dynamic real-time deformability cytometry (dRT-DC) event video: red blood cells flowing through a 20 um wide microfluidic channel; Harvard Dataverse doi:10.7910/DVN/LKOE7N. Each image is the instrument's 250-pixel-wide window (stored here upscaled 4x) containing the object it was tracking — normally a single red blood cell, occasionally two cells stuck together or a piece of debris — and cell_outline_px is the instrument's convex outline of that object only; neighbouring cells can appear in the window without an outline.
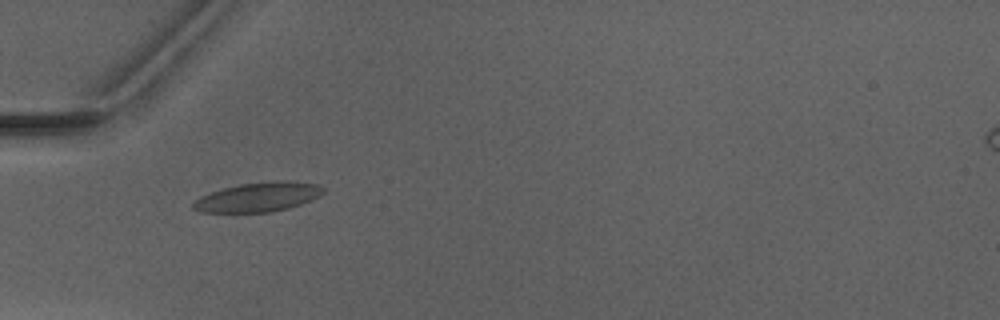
{"species": "Egyptian fruit bat (a non-hibernating species)", "species_latin": "Rousettus aegyptiacus", "temperature_condition": "warm", "stored_images_in_passage": 5, "camera_frame_rate_fps": 3000, "um_per_image_px": 0.085, "animal": {"sex": "male"}, "frame": {"image": 1, "passage_image": 4, "time_ms": 4.667, "image_size_px": [1000, 320], "cell_outline_px": [[324, 192], [320, 196], [300, 204], [288, 208], [272, 212], [200, 212], [192, 208], [192, 204], [200, 196], [224, 188], [240, 184], [272, 180], [288, 180], [320, 184], [324, 188]], "centroid_in_image_um": [21.99, 16.73], "position_along_channel_um": 63.0, "area_um2": 22.37}}
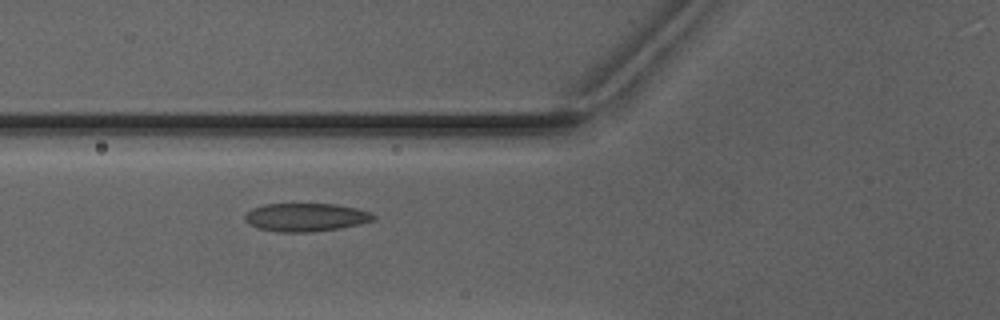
{"frame": {"image": 2, "passage_image": 5, "time_ms": 5.667, "image_size_px": [1000, 320], "cell_outline_px": [[376, 220], [360, 224], [340, 228], [312, 232], [280, 232], [256, 228], [248, 224], [244, 220], [244, 216], [252, 208], [264, 204], [336, 204], [356, 208], [372, 212], [376, 216]], "centroid_in_image_um": [26.01, 18.47], "position_along_channel_um": 99.8, "area_um2": 21.39}}